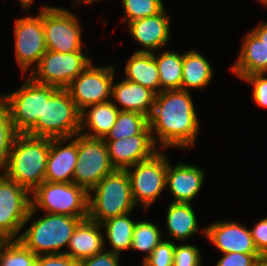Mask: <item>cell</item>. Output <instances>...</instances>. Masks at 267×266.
Returning a JSON list of instances; mask_svg holds the SVG:
<instances>
[{
	"label": "cell",
	"instance_id": "cell-23",
	"mask_svg": "<svg viewBox=\"0 0 267 266\" xmlns=\"http://www.w3.org/2000/svg\"><path fill=\"white\" fill-rule=\"evenodd\" d=\"M119 109L112 101L86 107L80 114L79 133L91 138L104 139L114 126Z\"/></svg>",
	"mask_w": 267,
	"mask_h": 266
},
{
	"label": "cell",
	"instance_id": "cell-13",
	"mask_svg": "<svg viewBox=\"0 0 267 266\" xmlns=\"http://www.w3.org/2000/svg\"><path fill=\"white\" fill-rule=\"evenodd\" d=\"M115 68L113 66L95 67L91 62L66 87L80 112L88 106L110 101L108 97H111Z\"/></svg>",
	"mask_w": 267,
	"mask_h": 266
},
{
	"label": "cell",
	"instance_id": "cell-16",
	"mask_svg": "<svg viewBox=\"0 0 267 266\" xmlns=\"http://www.w3.org/2000/svg\"><path fill=\"white\" fill-rule=\"evenodd\" d=\"M202 231L223 254L231 252L259 254L254 245L250 229L235 221H218Z\"/></svg>",
	"mask_w": 267,
	"mask_h": 266
},
{
	"label": "cell",
	"instance_id": "cell-11",
	"mask_svg": "<svg viewBox=\"0 0 267 266\" xmlns=\"http://www.w3.org/2000/svg\"><path fill=\"white\" fill-rule=\"evenodd\" d=\"M167 165V156L158 151L151 158L125 169L130 179L133 200L135 204L142 203L145 211L166 187Z\"/></svg>",
	"mask_w": 267,
	"mask_h": 266
},
{
	"label": "cell",
	"instance_id": "cell-5",
	"mask_svg": "<svg viewBox=\"0 0 267 266\" xmlns=\"http://www.w3.org/2000/svg\"><path fill=\"white\" fill-rule=\"evenodd\" d=\"M80 114L66 88H57L44 99L43 120L26 133L36 137L74 138L80 132Z\"/></svg>",
	"mask_w": 267,
	"mask_h": 266
},
{
	"label": "cell",
	"instance_id": "cell-31",
	"mask_svg": "<svg viewBox=\"0 0 267 266\" xmlns=\"http://www.w3.org/2000/svg\"><path fill=\"white\" fill-rule=\"evenodd\" d=\"M162 240L161 231L157 225L149 221H138L133 229L131 249L147 253L144 261Z\"/></svg>",
	"mask_w": 267,
	"mask_h": 266
},
{
	"label": "cell",
	"instance_id": "cell-33",
	"mask_svg": "<svg viewBox=\"0 0 267 266\" xmlns=\"http://www.w3.org/2000/svg\"><path fill=\"white\" fill-rule=\"evenodd\" d=\"M126 23L153 16L165 7L162 0H122Z\"/></svg>",
	"mask_w": 267,
	"mask_h": 266
},
{
	"label": "cell",
	"instance_id": "cell-38",
	"mask_svg": "<svg viewBox=\"0 0 267 266\" xmlns=\"http://www.w3.org/2000/svg\"><path fill=\"white\" fill-rule=\"evenodd\" d=\"M119 254L103 250L101 253L78 262V266H119Z\"/></svg>",
	"mask_w": 267,
	"mask_h": 266
},
{
	"label": "cell",
	"instance_id": "cell-36",
	"mask_svg": "<svg viewBox=\"0 0 267 266\" xmlns=\"http://www.w3.org/2000/svg\"><path fill=\"white\" fill-rule=\"evenodd\" d=\"M266 74H253L245 76L244 81L253 86V100L259 107L267 108V77Z\"/></svg>",
	"mask_w": 267,
	"mask_h": 266
},
{
	"label": "cell",
	"instance_id": "cell-27",
	"mask_svg": "<svg viewBox=\"0 0 267 266\" xmlns=\"http://www.w3.org/2000/svg\"><path fill=\"white\" fill-rule=\"evenodd\" d=\"M130 213L116 216L101 223L102 228L106 229L105 235L112 246L111 250H106L120 255L121 251L131 249L133 229L136 224Z\"/></svg>",
	"mask_w": 267,
	"mask_h": 266
},
{
	"label": "cell",
	"instance_id": "cell-7",
	"mask_svg": "<svg viewBox=\"0 0 267 266\" xmlns=\"http://www.w3.org/2000/svg\"><path fill=\"white\" fill-rule=\"evenodd\" d=\"M56 89L55 86L36 83L28 76L20 89L0 96L17 133H27L37 120H43L44 99H49Z\"/></svg>",
	"mask_w": 267,
	"mask_h": 266
},
{
	"label": "cell",
	"instance_id": "cell-28",
	"mask_svg": "<svg viewBox=\"0 0 267 266\" xmlns=\"http://www.w3.org/2000/svg\"><path fill=\"white\" fill-rule=\"evenodd\" d=\"M160 79L161 91L181 89L183 54L163 51L154 54Z\"/></svg>",
	"mask_w": 267,
	"mask_h": 266
},
{
	"label": "cell",
	"instance_id": "cell-12",
	"mask_svg": "<svg viewBox=\"0 0 267 266\" xmlns=\"http://www.w3.org/2000/svg\"><path fill=\"white\" fill-rule=\"evenodd\" d=\"M79 19L68 9L43 6V28L47 50L61 53L82 51Z\"/></svg>",
	"mask_w": 267,
	"mask_h": 266
},
{
	"label": "cell",
	"instance_id": "cell-35",
	"mask_svg": "<svg viewBox=\"0 0 267 266\" xmlns=\"http://www.w3.org/2000/svg\"><path fill=\"white\" fill-rule=\"evenodd\" d=\"M201 258L197 247L189 244H175L173 266H201Z\"/></svg>",
	"mask_w": 267,
	"mask_h": 266
},
{
	"label": "cell",
	"instance_id": "cell-8",
	"mask_svg": "<svg viewBox=\"0 0 267 266\" xmlns=\"http://www.w3.org/2000/svg\"><path fill=\"white\" fill-rule=\"evenodd\" d=\"M26 188L0 173V237L14 240L23 226L36 214Z\"/></svg>",
	"mask_w": 267,
	"mask_h": 266
},
{
	"label": "cell",
	"instance_id": "cell-44",
	"mask_svg": "<svg viewBox=\"0 0 267 266\" xmlns=\"http://www.w3.org/2000/svg\"><path fill=\"white\" fill-rule=\"evenodd\" d=\"M75 2H74V4L72 5V6H75L76 4H79V3H83L84 2V4H90V3H93L94 1H99V0H74Z\"/></svg>",
	"mask_w": 267,
	"mask_h": 266
},
{
	"label": "cell",
	"instance_id": "cell-20",
	"mask_svg": "<svg viewBox=\"0 0 267 266\" xmlns=\"http://www.w3.org/2000/svg\"><path fill=\"white\" fill-rule=\"evenodd\" d=\"M101 229V224L89 218L83 219L70 238L68 245L70 251H65V254L79 262L101 253L105 246Z\"/></svg>",
	"mask_w": 267,
	"mask_h": 266
},
{
	"label": "cell",
	"instance_id": "cell-43",
	"mask_svg": "<svg viewBox=\"0 0 267 266\" xmlns=\"http://www.w3.org/2000/svg\"><path fill=\"white\" fill-rule=\"evenodd\" d=\"M34 0H20V3L23 7V9H25V11L28 10L30 4L33 2Z\"/></svg>",
	"mask_w": 267,
	"mask_h": 266
},
{
	"label": "cell",
	"instance_id": "cell-4",
	"mask_svg": "<svg viewBox=\"0 0 267 266\" xmlns=\"http://www.w3.org/2000/svg\"><path fill=\"white\" fill-rule=\"evenodd\" d=\"M86 218L46 213L44 217L33 220L30 227L15 240H20L37 256L65 254L62 248L68 247L77 225Z\"/></svg>",
	"mask_w": 267,
	"mask_h": 266
},
{
	"label": "cell",
	"instance_id": "cell-3",
	"mask_svg": "<svg viewBox=\"0 0 267 266\" xmlns=\"http://www.w3.org/2000/svg\"><path fill=\"white\" fill-rule=\"evenodd\" d=\"M135 207L126 170L116 169L103 177L89 192L88 218L99 224L116 216L131 213Z\"/></svg>",
	"mask_w": 267,
	"mask_h": 266
},
{
	"label": "cell",
	"instance_id": "cell-46",
	"mask_svg": "<svg viewBox=\"0 0 267 266\" xmlns=\"http://www.w3.org/2000/svg\"><path fill=\"white\" fill-rule=\"evenodd\" d=\"M3 241H4V240L0 237V245L2 244Z\"/></svg>",
	"mask_w": 267,
	"mask_h": 266
},
{
	"label": "cell",
	"instance_id": "cell-17",
	"mask_svg": "<svg viewBox=\"0 0 267 266\" xmlns=\"http://www.w3.org/2000/svg\"><path fill=\"white\" fill-rule=\"evenodd\" d=\"M74 137V139L71 137L51 138L45 181L60 183L72 182L78 158V134ZM68 141L71 142L69 143ZM66 142H68L67 145H65Z\"/></svg>",
	"mask_w": 267,
	"mask_h": 266
},
{
	"label": "cell",
	"instance_id": "cell-39",
	"mask_svg": "<svg viewBox=\"0 0 267 266\" xmlns=\"http://www.w3.org/2000/svg\"><path fill=\"white\" fill-rule=\"evenodd\" d=\"M254 245L260 255H267V217L250 229Z\"/></svg>",
	"mask_w": 267,
	"mask_h": 266
},
{
	"label": "cell",
	"instance_id": "cell-40",
	"mask_svg": "<svg viewBox=\"0 0 267 266\" xmlns=\"http://www.w3.org/2000/svg\"><path fill=\"white\" fill-rule=\"evenodd\" d=\"M34 266H78V262L66 254L37 256Z\"/></svg>",
	"mask_w": 267,
	"mask_h": 266
},
{
	"label": "cell",
	"instance_id": "cell-2",
	"mask_svg": "<svg viewBox=\"0 0 267 266\" xmlns=\"http://www.w3.org/2000/svg\"><path fill=\"white\" fill-rule=\"evenodd\" d=\"M50 144L51 138L18 133L3 174L32 193L45 181Z\"/></svg>",
	"mask_w": 267,
	"mask_h": 266
},
{
	"label": "cell",
	"instance_id": "cell-1",
	"mask_svg": "<svg viewBox=\"0 0 267 266\" xmlns=\"http://www.w3.org/2000/svg\"><path fill=\"white\" fill-rule=\"evenodd\" d=\"M189 91L168 90L156 94L148 118L154 143L162 148H187L194 145L199 132V119ZM156 135V136H155Z\"/></svg>",
	"mask_w": 267,
	"mask_h": 266
},
{
	"label": "cell",
	"instance_id": "cell-14",
	"mask_svg": "<svg viewBox=\"0 0 267 266\" xmlns=\"http://www.w3.org/2000/svg\"><path fill=\"white\" fill-rule=\"evenodd\" d=\"M16 61L23 73L38 65L47 51L43 28V6L36 17L27 16L15 21L14 26ZM34 63V67L31 65Z\"/></svg>",
	"mask_w": 267,
	"mask_h": 266
},
{
	"label": "cell",
	"instance_id": "cell-37",
	"mask_svg": "<svg viewBox=\"0 0 267 266\" xmlns=\"http://www.w3.org/2000/svg\"><path fill=\"white\" fill-rule=\"evenodd\" d=\"M260 254H244L240 252L226 253L216 266H254Z\"/></svg>",
	"mask_w": 267,
	"mask_h": 266
},
{
	"label": "cell",
	"instance_id": "cell-15",
	"mask_svg": "<svg viewBox=\"0 0 267 266\" xmlns=\"http://www.w3.org/2000/svg\"><path fill=\"white\" fill-rule=\"evenodd\" d=\"M110 161L115 169L125 170L138 162L151 158L157 147L149 125L140 133L119 140H104Z\"/></svg>",
	"mask_w": 267,
	"mask_h": 266
},
{
	"label": "cell",
	"instance_id": "cell-10",
	"mask_svg": "<svg viewBox=\"0 0 267 266\" xmlns=\"http://www.w3.org/2000/svg\"><path fill=\"white\" fill-rule=\"evenodd\" d=\"M91 60L82 51L61 53L47 50L28 76L39 84L66 88L89 66Z\"/></svg>",
	"mask_w": 267,
	"mask_h": 266
},
{
	"label": "cell",
	"instance_id": "cell-26",
	"mask_svg": "<svg viewBox=\"0 0 267 266\" xmlns=\"http://www.w3.org/2000/svg\"><path fill=\"white\" fill-rule=\"evenodd\" d=\"M166 218L167 231L176 240H187L198 231V222L191 203L171 202Z\"/></svg>",
	"mask_w": 267,
	"mask_h": 266
},
{
	"label": "cell",
	"instance_id": "cell-24",
	"mask_svg": "<svg viewBox=\"0 0 267 266\" xmlns=\"http://www.w3.org/2000/svg\"><path fill=\"white\" fill-rule=\"evenodd\" d=\"M124 71L125 79L139 83L156 94L161 92L154 52H135L126 63Z\"/></svg>",
	"mask_w": 267,
	"mask_h": 266
},
{
	"label": "cell",
	"instance_id": "cell-30",
	"mask_svg": "<svg viewBox=\"0 0 267 266\" xmlns=\"http://www.w3.org/2000/svg\"><path fill=\"white\" fill-rule=\"evenodd\" d=\"M36 258L20 240H4L0 245V266H34Z\"/></svg>",
	"mask_w": 267,
	"mask_h": 266
},
{
	"label": "cell",
	"instance_id": "cell-6",
	"mask_svg": "<svg viewBox=\"0 0 267 266\" xmlns=\"http://www.w3.org/2000/svg\"><path fill=\"white\" fill-rule=\"evenodd\" d=\"M31 194V208L46 213L88 217L89 193L75 183L44 181Z\"/></svg>",
	"mask_w": 267,
	"mask_h": 266
},
{
	"label": "cell",
	"instance_id": "cell-42",
	"mask_svg": "<svg viewBox=\"0 0 267 266\" xmlns=\"http://www.w3.org/2000/svg\"><path fill=\"white\" fill-rule=\"evenodd\" d=\"M254 266H267V255H260L256 259Z\"/></svg>",
	"mask_w": 267,
	"mask_h": 266
},
{
	"label": "cell",
	"instance_id": "cell-41",
	"mask_svg": "<svg viewBox=\"0 0 267 266\" xmlns=\"http://www.w3.org/2000/svg\"><path fill=\"white\" fill-rule=\"evenodd\" d=\"M252 32L267 46V23H261Z\"/></svg>",
	"mask_w": 267,
	"mask_h": 266
},
{
	"label": "cell",
	"instance_id": "cell-32",
	"mask_svg": "<svg viewBox=\"0 0 267 266\" xmlns=\"http://www.w3.org/2000/svg\"><path fill=\"white\" fill-rule=\"evenodd\" d=\"M17 134L10 120L8 108L0 97V169H3L7 164Z\"/></svg>",
	"mask_w": 267,
	"mask_h": 266
},
{
	"label": "cell",
	"instance_id": "cell-25",
	"mask_svg": "<svg viewBox=\"0 0 267 266\" xmlns=\"http://www.w3.org/2000/svg\"><path fill=\"white\" fill-rule=\"evenodd\" d=\"M212 66L197 50L183 53L181 90L204 89L213 76Z\"/></svg>",
	"mask_w": 267,
	"mask_h": 266
},
{
	"label": "cell",
	"instance_id": "cell-22",
	"mask_svg": "<svg viewBox=\"0 0 267 266\" xmlns=\"http://www.w3.org/2000/svg\"><path fill=\"white\" fill-rule=\"evenodd\" d=\"M237 61L231 67L241 80L253 74H267V46L252 31L243 38Z\"/></svg>",
	"mask_w": 267,
	"mask_h": 266
},
{
	"label": "cell",
	"instance_id": "cell-45",
	"mask_svg": "<svg viewBox=\"0 0 267 266\" xmlns=\"http://www.w3.org/2000/svg\"><path fill=\"white\" fill-rule=\"evenodd\" d=\"M260 2L267 6V0H260Z\"/></svg>",
	"mask_w": 267,
	"mask_h": 266
},
{
	"label": "cell",
	"instance_id": "cell-21",
	"mask_svg": "<svg viewBox=\"0 0 267 266\" xmlns=\"http://www.w3.org/2000/svg\"><path fill=\"white\" fill-rule=\"evenodd\" d=\"M156 93L139 83L127 79L112 84L111 98H114L123 107L120 111L139 112L150 117L155 102Z\"/></svg>",
	"mask_w": 267,
	"mask_h": 266
},
{
	"label": "cell",
	"instance_id": "cell-29",
	"mask_svg": "<svg viewBox=\"0 0 267 266\" xmlns=\"http://www.w3.org/2000/svg\"><path fill=\"white\" fill-rule=\"evenodd\" d=\"M149 125L148 117L135 111H119L117 120L103 140H119L140 134Z\"/></svg>",
	"mask_w": 267,
	"mask_h": 266
},
{
	"label": "cell",
	"instance_id": "cell-9",
	"mask_svg": "<svg viewBox=\"0 0 267 266\" xmlns=\"http://www.w3.org/2000/svg\"><path fill=\"white\" fill-rule=\"evenodd\" d=\"M115 170L106 142L78 133V158L72 182L89 193L103 177Z\"/></svg>",
	"mask_w": 267,
	"mask_h": 266
},
{
	"label": "cell",
	"instance_id": "cell-34",
	"mask_svg": "<svg viewBox=\"0 0 267 266\" xmlns=\"http://www.w3.org/2000/svg\"><path fill=\"white\" fill-rule=\"evenodd\" d=\"M175 243L162 240L143 261L142 266H173Z\"/></svg>",
	"mask_w": 267,
	"mask_h": 266
},
{
	"label": "cell",
	"instance_id": "cell-18",
	"mask_svg": "<svg viewBox=\"0 0 267 266\" xmlns=\"http://www.w3.org/2000/svg\"><path fill=\"white\" fill-rule=\"evenodd\" d=\"M131 36L144 48L138 52L161 49L170 39V20L165 8L158 14L127 23Z\"/></svg>",
	"mask_w": 267,
	"mask_h": 266
},
{
	"label": "cell",
	"instance_id": "cell-19",
	"mask_svg": "<svg viewBox=\"0 0 267 266\" xmlns=\"http://www.w3.org/2000/svg\"><path fill=\"white\" fill-rule=\"evenodd\" d=\"M205 170L189 165L178 163L171 167L167 165L166 188L174 197L175 203H191L202 188Z\"/></svg>",
	"mask_w": 267,
	"mask_h": 266
}]
</instances>
